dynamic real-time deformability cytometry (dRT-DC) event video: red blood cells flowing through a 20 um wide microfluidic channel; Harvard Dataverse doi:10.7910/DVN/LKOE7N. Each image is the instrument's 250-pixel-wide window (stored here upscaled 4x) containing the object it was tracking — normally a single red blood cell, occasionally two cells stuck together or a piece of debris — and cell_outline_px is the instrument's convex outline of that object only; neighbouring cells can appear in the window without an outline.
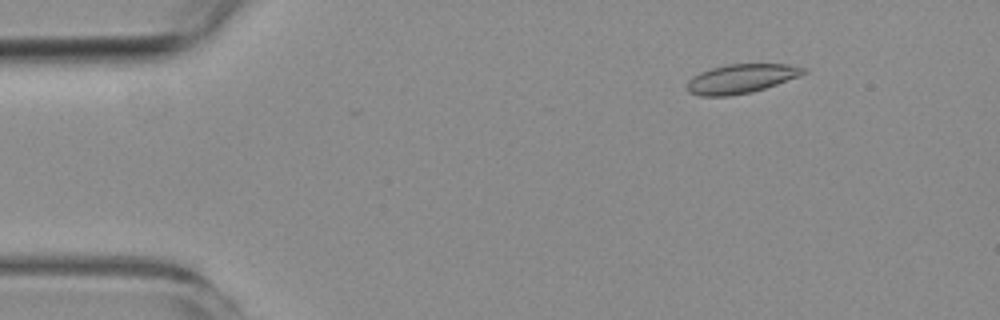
{"species": "common noctule bat (a hibernating species)", "species_latin": "Nyctalus noctula", "temperature_condition": "room temperature", "stored_images_in_passage": 4, "camera_frame_rate_fps": 3000, "um_per_image_px": 0.085, "animal": {"sex": "female", "body_mass_g": 19.3, "forearm_length_mm": 54.1}, "frame": {"image": 1, "passage_image": 2, "time_ms": 1.0, "image_size_px": [1000, 320], "cell_outline_px": [[808, 72], [800, 76], [752, 92], [728, 96], [700, 96], [688, 92], [688, 80], [692, 76], [700, 72], [712, 68], [728, 64], [788, 64], [808, 68]], "centroid_in_image_um": [63.01, 6.68], "position_along_channel_um": 22.0, "area_um2": 19.77}}